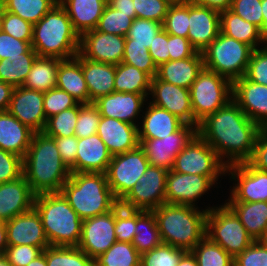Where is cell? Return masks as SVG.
Wrapping results in <instances>:
<instances>
[{
    "label": "cell",
    "mask_w": 267,
    "mask_h": 266,
    "mask_svg": "<svg viewBox=\"0 0 267 266\" xmlns=\"http://www.w3.org/2000/svg\"><path fill=\"white\" fill-rule=\"evenodd\" d=\"M260 129L232 99L202 120L197 134L215 150L221 161L227 157L225 165L230 166L250 160Z\"/></svg>",
    "instance_id": "obj_1"
},
{
    "label": "cell",
    "mask_w": 267,
    "mask_h": 266,
    "mask_svg": "<svg viewBox=\"0 0 267 266\" xmlns=\"http://www.w3.org/2000/svg\"><path fill=\"white\" fill-rule=\"evenodd\" d=\"M23 176L35 194L60 192L71 175L62 161L55 140L43 132L34 133L23 157Z\"/></svg>",
    "instance_id": "obj_2"
},
{
    "label": "cell",
    "mask_w": 267,
    "mask_h": 266,
    "mask_svg": "<svg viewBox=\"0 0 267 266\" xmlns=\"http://www.w3.org/2000/svg\"><path fill=\"white\" fill-rule=\"evenodd\" d=\"M163 204L152 210L163 244L191 251L206 236L208 209Z\"/></svg>",
    "instance_id": "obj_3"
},
{
    "label": "cell",
    "mask_w": 267,
    "mask_h": 266,
    "mask_svg": "<svg viewBox=\"0 0 267 266\" xmlns=\"http://www.w3.org/2000/svg\"><path fill=\"white\" fill-rule=\"evenodd\" d=\"M31 44L40 57L66 60L79 53L80 36L73 28L67 12L58 3L33 25Z\"/></svg>",
    "instance_id": "obj_4"
},
{
    "label": "cell",
    "mask_w": 267,
    "mask_h": 266,
    "mask_svg": "<svg viewBox=\"0 0 267 266\" xmlns=\"http://www.w3.org/2000/svg\"><path fill=\"white\" fill-rule=\"evenodd\" d=\"M60 192L82 220L105 214L119 204L105 173H71Z\"/></svg>",
    "instance_id": "obj_5"
},
{
    "label": "cell",
    "mask_w": 267,
    "mask_h": 266,
    "mask_svg": "<svg viewBox=\"0 0 267 266\" xmlns=\"http://www.w3.org/2000/svg\"><path fill=\"white\" fill-rule=\"evenodd\" d=\"M33 208L41 218L50 246H78L83 220L61 192L35 195Z\"/></svg>",
    "instance_id": "obj_6"
},
{
    "label": "cell",
    "mask_w": 267,
    "mask_h": 266,
    "mask_svg": "<svg viewBox=\"0 0 267 266\" xmlns=\"http://www.w3.org/2000/svg\"><path fill=\"white\" fill-rule=\"evenodd\" d=\"M253 48L221 32L202 51L204 68L216 72L232 83L245 76Z\"/></svg>",
    "instance_id": "obj_7"
},
{
    "label": "cell",
    "mask_w": 267,
    "mask_h": 266,
    "mask_svg": "<svg viewBox=\"0 0 267 266\" xmlns=\"http://www.w3.org/2000/svg\"><path fill=\"white\" fill-rule=\"evenodd\" d=\"M206 236L233 258L255 241L226 204L219 208L209 207L206 217Z\"/></svg>",
    "instance_id": "obj_8"
},
{
    "label": "cell",
    "mask_w": 267,
    "mask_h": 266,
    "mask_svg": "<svg viewBox=\"0 0 267 266\" xmlns=\"http://www.w3.org/2000/svg\"><path fill=\"white\" fill-rule=\"evenodd\" d=\"M189 90L193 116L199 124L232 100L233 83L216 72L203 68Z\"/></svg>",
    "instance_id": "obj_9"
},
{
    "label": "cell",
    "mask_w": 267,
    "mask_h": 266,
    "mask_svg": "<svg viewBox=\"0 0 267 266\" xmlns=\"http://www.w3.org/2000/svg\"><path fill=\"white\" fill-rule=\"evenodd\" d=\"M226 167L215 150L197 134L175 157L172 171L207 176L215 184L218 176L226 174Z\"/></svg>",
    "instance_id": "obj_10"
},
{
    "label": "cell",
    "mask_w": 267,
    "mask_h": 266,
    "mask_svg": "<svg viewBox=\"0 0 267 266\" xmlns=\"http://www.w3.org/2000/svg\"><path fill=\"white\" fill-rule=\"evenodd\" d=\"M149 165L144 150L140 146L112 156L105 174L108 185L119 202L138 183Z\"/></svg>",
    "instance_id": "obj_11"
},
{
    "label": "cell",
    "mask_w": 267,
    "mask_h": 266,
    "mask_svg": "<svg viewBox=\"0 0 267 266\" xmlns=\"http://www.w3.org/2000/svg\"><path fill=\"white\" fill-rule=\"evenodd\" d=\"M167 174L165 168L149 165L119 204L126 209L144 211H152L165 204Z\"/></svg>",
    "instance_id": "obj_12"
},
{
    "label": "cell",
    "mask_w": 267,
    "mask_h": 266,
    "mask_svg": "<svg viewBox=\"0 0 267 266\" xmlns=\"http://www.w3.org/2000/svg\"><path fill=\"white\" fill-rule=\"evenodd\" d=\"M197 135L195 125L184 124L178 131L162 139H139L150 165L172 170L175 157Z\"/></svg>",
    "instance_id": "obj_13"
},
{
    "label": "cell",
    "mask_w": 267,
    "mask_h": 266,
    "mask_svg": "<svg viewBox=\"0 0 267 266\" xmlns=\"http://www.w3.org/2000/svg\"><path fill=\"white\" fill-rule=\"evenodd\" d=\"M116 241L114 208L105 214L82 221L81 238L77 247L95 259Z\"/></svg>",
    "instance_id": "obj_14"
},
{
    "label": "cell",
    "mask_w": 267,
    "mask_h": 266,
    "mask_svg": "<svg viewBox=\"0 0 267 266\" xmlns=\"http://www.w3.org/2000/svg\"><path fill=\"white\" fill-rule=\"evenodd\" d=\"M238 183L231 191L229 202H267V172L254 168L249 162L226 167V173ZM237 177V178H236Z\"/></svg>",
    "instance_id": "obj_15"
},
{
    "label": "cell",
    "mask_w": 267,
    "mask_h": 266,
    "mask_svg": "<svg viewBox=\"0 0 267 266\" xmlns=\"http://www.w3.org/2000/svg\"><path fill=\"white\" fill-rule=\"evenodd\" d=\"M125 37L91 30L80 37L79 53L86 59L112 65L122 62Z\"/></svg>",
    "instance_id": "obj_16"
},
{
    "label": "cell",
    "mask_w": 267,
    "mask_h": 266,
    "mask_svg": "<svg viewBox=\"0 0 267 266\" xmlns=\"http://www.w3.org/2000/svg\"><path fill=\"white\" fill-rule=\"evenodd\" d=\"M149 92L152 93L151 95L154 98L150 103L169 111L185 124L195 125L198 128L199 124L193 116L189 89L164 82L154 77L151 80Z\"/></svg>",
    "instance_id": "obj_17"
},
{
    "label": "cell",
    "mask_w": 267,
    "mask_h": 266,
    "mask_svg": "<svg viewBox=\"0 0 267 266\" xmlns=\"http://www.w3.org/2000/svg\"><path fill=\"white\" fill-rule=\"evenodd\" d=\"M43 100V92L20 86L14 89L7 111L35 133L42 132L47 121Z\"/></svg>",
    "instance_id": "obj_18"
},
{
    "label": "cell",
    "mask_w": 267,
    "mask_h": 266,
    "mask_svg": "<svg viewBox=\"0 0 267 266\" xmlns=\"http://www.w3.org/2000/svg\"><path fill=\"white\" fill-rule=\"evenodd\" d=\"M212 185L207 176L170 170L166 177V204L195 206V201Z\"/></svg>",
    "instance_id": "obj_19"
},
{
    "label": "cell",
    "mask_w": 267,
    "mask_h": 266,
    "mask_svg": "<svg viewBox=\"0 0 267 266\" xmlns=\"http://www.w3.org/2000/svg\"><path fill=\"white\" fill-rule=\"evenodd\" d=\"M232 99L253 122L267 127V86L243 76L233 82Z\"/></svg>",
    "instance_id": "obj_20"
},
{
    "label": "cell",
    "mask_w": 267,
    "mask_h": 266,
    "mask_svg": "<svg viewBox=\"0 0 267 266\" xmlns=\"http://www.w3.org/2000/svg\"><path fill=\"white\" fill-rule=\"evenodd\" d=\"M6 231L8 245H31L43 250L50 246L41 218L34 208L7 221Z\"/></svg>",
    "instance_id": "obj_21"
},
{
    "label": "cell",
    "mask_w": 267,
    "mask_h": 266,
    "mask_svg": "<svg viewBox=\"0 0 267 266\" xmlns=\"http://www.w3.org/2000/svg\"><path fill=\"white\" fill-rule=\"evenodd\" d=\"M220 32V12L205 6L189 4L187 38L197 52L204 51Z\"/></svg>",
    "instance_id": "obj_22"
},
{
    "label": "cell",
    "mask_w": 267,
    "mask_h": 266,
    "mask_svg": "<svg viewBox=\"0 0 267 266\" xmlns=\"http://www.w3.org/2000/svg\"><path fill=\"white\" fill-rule=\"evenodd\" d=\"M138 126L114 118H100L97 134L113 155L134 150L140 144Z\"/></svg>",
    "instance_id": "obj_23"
},
{
    "label": "cell",
    "mask_w": 267,
    "mask_h": 266,
    "mask_svg": "<svg viewBox=\"0 0 267 266\" xmlns=\"http://www.w3.org/2000/svg\"><path fill=\"white\" fill-rule=\"evenodd\" d=\"M34 198L35 194L23 175L14 181L0 183V220L7 222L30 211Z\"/></svg>",
    "instance_id": "obj_24"
},
{
    "label": "cell",
    "mask_w": 267,
    "mask_h": 266,
    "mask_svg": "<svg viewBox=\"0 0 267 266\" xmlns=\"http://www.w3.org/2000/svg\"><path fill=\"white\" fill-rule=\"evenodd\" d=\"M145 97L142 94L113 91L111 94L99 97L93 104L102 117L137 125L134 123V119L140 114Z\"/></svg>",
    "instance_id": "obj_25"
},
{
    "label": "cell",
    "mask_w": 267,
    "mask_h": 266,
    "mask_svg": "<svg viewBox=\"0 0 267 266\" xmlns=\"http://www.w3.org/2000/svg\"><path fill=\"white\" fill-rule=\"evenodd\" d=\"M75 173H106L112 154L98 136L78 138Z\"/></svg>",
    "instance_id": "obj_26"
},
{
    "label": "cell",
    "mask_w": 267,
    "mask_h": 266,
    "mask_svg": "<svg viewBox=\"0 0 267 266\" xmlns=\"http://www.w3.org/2000/svg\"><path fill=\"white\" fill-rule=\"evenodd\" d=\"M75 58L82 66V72L89 92V104L96 101L99 97L115 91L116 65L91 61L84 58L80 53Z\"/></svg>",
    "instance_id": "obj_27"
},
{
    "label": "cell",
    "mask_w": 267,
    "mask_h": 266,
    "mask_svg": "<svg viewBox=\"0 0 267 266\" xmlns=\"http://www.w3.org/2000/svg\"><path fill=\"white\" fill-rule=\"evenodd\" d=\"M204 68L202 52L180 60H169L157 67L156 78L164 82L190 89Z\"/></svg>",
    "instance_id": "obj_28"
},
{
    "label": "cell",
    "mask_w": 267,
    "mask_h": 266,
    "mask_svg": "<svg viewBox=\"0 0 267 266\" xmlns=\"http://www.w3.org/2000/svg\"><path fill=\"white\" fill-rule=\"evenodd\" d=\"M34 133L8 111L0 112V149L23 158Z\"/></svg>",
    "instance_id": "obj_29"
},
{
    "label": "cell",
    "mask_w": 267,
    "mask_h": 266,
    "mask_svg": "<svg viewBox=\"0 0 267 266\" xmlns=\"http://www.w3.org/2000/svg\"><path fill=\"white\" fill-rule=\"evenodd\" d=\"M65 9L73 28L81 37L96 28L107 0H59Z\"/></svg>",
    "instance_id": "obj_30"
},
{
    "label": "cell",
    "mask_w": 267,
    "mask_h": 266,
    "mask_svg": "<svg viewBox=\"0 0 267 266\" xmlns=\"http://www.w3.org/2000/svg\"><path fill=\"white\" fill-rule=\"evenodd\" d=\"M142 129L138 128L139 139H162L178 131L185 123L169 111L149 104L142 120Z\"/></svg>",
    "instance_id": "obj_31"
},
{
    "label": "cell",
    "mask_w": 267,
    "mask_h": 266,
    "mask_svg": "<svg viewBox=\"0 0 267 266\" xmlns=\"http://www.w3.org/2000/svg\"><path fill=\"white\" fill-rule=\"evenodd\" d=\"M56 87L66 91L78 103L89 104V92L82 66L75 57L59 62Z\"/></svg>",
    "instance_id": "obj_32"
},
{
    "label": "cell",
    "mask_w": 267,
    "mask_h": 266,
    "mask_svg": "<svg viewBox=\"0 0 267 266\" xmlns=\"http://www.w3.org/2000/svg\"><path fill=\"white\" fill-rule=\"evenodd\" d=\"M244 225L247 233L259 240L267 229V202H227L225 203Z\"/></svg>",
    "instance_id": "obj_33"
},
{
    "label": "cell",
    "mask_w": 267,
    "mask_h": 266,
    "mask_svg": "<svg viewBox=\"0 0 267 266\" xmlns=\"http://www.w3.org/2000/svg\"><path fill=\"white\" fill-rule=\"evenodd\" d=\"M220 30L222 34L244 42L253 49L259 48L257 46L260 43L267 44L257 26L245 21L230 9L220 12Z\"/></svg>",
    "instance_id": "obj_34"
},
{
    "label": "cell",
    "mask_w": 267,
    "mask_h": 266,
    "mask_svg": "<svg viewBox=\"0 0 267 266\" xmlns=\"http://www.w3.org/2000/svg\"><path fill=\"white\" fill-rule=\"evenodd\" d=\"M60 61L55 57L37 56L22 86L43 93L55 88Z\"/></svg>",
    "instance_id": "obj_35"
},
{
    "label": "cell",
    "mask_w": 267,
    "mask_h": 266,
    "mask_svg": "<svg viewBox=\"0 0 267 266\" xmlns=\"http://www.w3.org/2000/svg\"><path fill=\"white\" fill-rule=\"evenodd\" d=\"M152 78L135 66L121 62L116 65L114 88L116 92L142 94L148 97Z\"/></svg>",
    "instance_id": "obj_36"
},
{
    "label": "cell",
    "mask_w": 267,
    "mask_h": 266,
    "mask_svg": "<svg viewBox=\"0 0 267 266\" xmlns=\"http://www.w3.org/2000/svg\"><path fill=\"white\" fill-rule=\"evenodd\" d=\"M132 244L140 254L162 244L156 218L152 211L137 210L135 236Z\"/></svg>",
    "instance_id": "obj_37"
},
{
    "label": "cell",
    "mask_w": 267,
    "mask_h": 266,
    "mask_svg": "<svg viewBox=\"0 0 267 266\" xmlns=\"http://www.w3.org/2000/svg\"><path fill=\"white\" fill-rule=\"evenodd\" d=\"M59 0H4V10L20 16L32 25L39 22Z\"/></svg>",
    "instance_id": "obj_38"
},
{
    "label": "cell",
    "mask_w": 267,
    "mask_h": 266,
    "mask_svg": "<svg viewBox=\"0 0 267 266\" xmlns=\"http://www.w3.org/2000/svg\"><path fill=\"white\" fill-rule=\"evenodd\" d=\"M37 53H23V57L0 60V80L13 86L20 87L25 82Z\"/></svg>",
    "instance_id": "obj_39"
},
{
    "label": "cell",
    "mask_w": 267,
    "mask_h": 266,
    "mask_svg": "<svg viewBox=\"0 0 267 266\" xmlns=\"http://www.w3.org/2000/svg\"><path fill=\"white\" fill-rule=\"evenodd\" d=\"M140 256L132 243L116 241L105 253L94 259V265L140 266Z\"/></svg>",
    "instance_id": "obj_40"
},
{
    "label": "cell",
    "mask_w": 267,
    "mask_h": 266,
    "mask_svg": "<svg viewBox=\"0 0 267 266\" xmlns=\"http://www.w3.org/2000/svg\"><path fill=\"white\" fill-rule=\"evenodd\" d=\"M47 266H95L79 247L48 246L44 249Z\"/></svg>",
    "instance_id": "obj_41"
},
{
    "label": "cell",
    "mask_w": 267,
    "mask_h": 266,
    "mask_svg": "<svg viewBox=\"0 0 267 266\" xmlns=\"http://www.w3.org/2000/svg\"><path fill=\"white\" fill-rule=\"evenodd\" d=\"M198 266H234V258L205 236L192 250Z\"/></svg>",
    "instance_id": "obj_42"
},
{
    "label": "cell",
    "mask_w": 267,
    "mask_h": 266,
    "mask_svg": "<svg viewBox=\"0 0 267 266\" xmlns=\"http://www.w3.org/2000/svg\"><path fill=\"white\" fill-rule=\"evenodd\" d=\"M136 14H124L106 4L95 30L126 37Z\"/></svg>",
    "instance_id": "obj_43"
},
{
    "label": "cell",
    "mask_w": 267,
    "mask_h": 266,
    "mask_svg": "<svg viewBox=\"0 0 267 266\" xmlns=\"http://www.w3.org/2000/svg\"><path fill=\"white\" fill-rule=\"evenodd\" d=\"M79 110L80 103L49 117L42 132L49 137L74 136Z\"/></svg>",
    "instance_id": "obj_44"
},
{
    "label": "cell",
    "mask_w": 267,
    "mask_h": 266,
    "mask_svg": "<svg viewBox=\"0 0 267 266\" xmlns=\"http://www.w3.org/2000/svg\"><path fill=\"white\" fill-rule=\"evenodd\" d=\"M186 252L183 249L162 243L141 254L140 266H177Z\"/></svg>",
    "instance_id": "obj_45"
},
{
    "label": "cell",
    "mask_w": 267,
    "mask_h": 266,
    "mask_svg": "<svg viewBox=\"0 0 267 266\" xmlns=\"http://www.w3.org/2000/svg\"><path fill=\"white\" fill-rule=\"evenodd\" d=\"M162 28L170 35L187 38L189 31V4H171L162 23Z\"/></svg>",
    "instance_id": "obj_46"
},
{
    "label": "cell",
    "mask_w": 267,
    "mask_h": 266,
    "mask_svg": "<svg viewBox=\"0 0 267 266\" xmlns=\"http://www.w3.org/2000/svg\"><path fill=\"white\" fill-rule=\"evenodd\" d=\"M161 29L162 23L135 18L125 37V44H139L149 48L154 41V37Z\"/></svg>",
    "instance_id": "obj_47"
},
{
    "label": "cell",
    "mask_w": 267,
    "mask_h": 266,
    "mask_svg": "<svg viewBox=\"0 0 267 266\" xmlns=\"http://www.w3.org/2000/svg\"><path fill=\"white\" fill-rule=\"evenodd\" d=\"M123 63L135 66L147 73L152 79L156 76L157 66L147 47L139 44H125Z\"/></svg>",
    "instance_id": "obj_48"
},
{
    "label": "cell",
    "mask_w": 267,
    "mask_h": 266,
    "mask_svg": "<svg viewBox=\"0 0 267 266\" xmlns=\"http://www.w3.org/2000/svg\"><path fill=\"white\" fill-rule=\"evenodd\" d=\"M137 210H130L118 204L115 207V234L118 242L132 243L135 236Z\"/></svg>",
    "instance_id": "obj_49"
},
{
    "label": "cell",
    "mask_w": 267,
    "mask_h": 266,
    "mask_svg": "<svg viewBox=\"0 0 267 266\" xmlns=\"http://www.w3.org/2000/svg\"><path fill=\"white\" fill-rule=\"evenodd\" d=\"M78 104L75 98L58 87L44 93L43 107L46 119Z\"/></svg>",
    "instance_id": "obj_50"
},
{
    "label": "cell",
    "mask_w": 267,
    "mask_h": 266,
    "mask_svg": "<svg viewBox=\"0 0 267 266\" xmlns=\"http://www.w3.org/2000/svg\"><path fill=\"white\" fill-rule=\"evenodd\" d=\"M100 118L101 115L99 110L93 103H80V110L75 127V136L78 138H85L96 134Z\"/></svg>",
    "instance_id": "obj_51"
},
{
    "label": "cell",
    "mask_w": 267,
    "mask_h": 266,
    "mask_svg": "<svg viewBox=\"0 0 267 266\" xmlns=\"http://www.w3.org/2000/svg\"><path fill=\"white\" fill-rule=\"evenodd\" d=\"M1 31L21 41H32L33 25L3 7Z\"/></svg>",
    "instance_id": "obj_52"
},
{
    "label": "cell",
    "mask_w": 267,
    "mask_h": 266,
    "mask_svg": "<svg viewBox=\"0 0 267 266\" xmlns=\"http://www.w3.org/2000/svg\"><path fill=\"white\" fill-rule=\"evenodd\" d=\"M136 18L154 20L163 23L168 8L171 5L167 0H133Z\"/></svg>",
    "instance_id": "obj_53"
},
{
    "label": "cell",
    "mask_w": 267,
    "mask_h": 266,
    "mask_svg": "<svg viewBox=\"0 0 267 266\" xmlns=\"http://www.w3.org/2000/svg\"><path fill=\"white\" fill-rule=\"evenodd\" d=\"M230 10L236 15L257 26L263 36V15L261 0H232Z\"/></svg>",
    "instance_id": "obj_54"
},
{
    "label": "cell",
    "mask_w": 267,
    "mask_h": 266,
    "mask_svg": "<svg viewBox=\"0 0 267 266\" xmlns=\"http://www.w3.org/2000/svg\"><path fill=\"white\" fill-rule=\"evenodd\" d=\"M245 77L251 82L267 86V45L253 50Z\"/></svg>",
    "instance_id": "obj_55"
},
{
    "label": "cell",
    "mask_w": 267,
    "mask_h": 266,
    "mask_svg": "<svg viewBox=\"0 0 267 266\" xmlns=\"http://www.w3.org/2000/svg\"><path fill=\"white\" fill-rule=\"evenodd\" d=\"M23 53H36L32 48L31 41H21L9 34L0 31V60L23 57Z\"/></svg>",
    "instance_id": "obj_56"
},
{
    "label": "cell",
    "mask_w": 267,
    "mask_h": 266,
    "mask_svg": "<svg viewBox=\"0 0 267 266\" xmlns=\"http://www.w3.org/2000/svg\"><path fill=\"white\" fill-rule=\"evenodd\" d=\"M23 158L0 149V183L11 182L23 175Z\"/></svg>",
    "instance_id": "obj_57"
},
{
    "label": "cell",
    "mask_w": 267,
    "mask_h": 266,
    "mask_svg": "<svg viewBox=\"0 0 267 266\" xmlns=\"http://www.w3.org/2000/svg\"><path fill=\"white\" fill-rule=\"evenodd\" d=\"M234 266H267V246L254 241L234 258Z\"/></svg>",
    "instance_id": "obj_58"
},
{
    "label": "cell",
    "mask_w": 267,
    "mask_h": 266,
    "mask_svg": "<svg viewBox=\"0 0 267 266\" xmlns=\"http://www.w3.org/2000/svg\"><path fill=\"white\" fill-rule=\"evenodd\" d=\"M43 252L41 247L31 245H8L4 256L12 266H27Z\"/></svg>",
    "instance_id": "obj_59"
},
{
    "label": "cell",
    "mask_w": 267,
    "mask_h": 266,
    "mask_svg": "<svg viewBox=\"0 0 267 266\" xmlns=\"http://www.w3.org/2000/svg\"><path fill=\"white\" fill-rule=\"evenodd\" d=\"M55 140L57 149L62 161L70 169L71 173H75V160L78 146V137H52Z\"/></svg>",
    "instance_id": "obj_60"
},
{
    "label": "cell",
    "mask_w": 267,
    "mask_h": 266,
    "mask_svg": "<svg viewBox=\"0 0 267 266\" xmlns=\"http://www.w3.org/2000/svg\"><path fill=\"white\" fill-rule=\"evenodd\" d=\"M148 50L157 67L170 60L169 34L163 28L156 34Z\"/></svg>",
    "instance_id": "obj_61"
},
{
    "label": "cell",
    "mask_w": 267,
    "mask_h": 266,
    "mask_svg": "<svg viewBox=\"0 0 267 266\" xmlns=\"http://www.w3.org/2000/svg\"><path fill=\"white\" fill-rule=\"evenodd\" d=\"M248 162L254 168L267 172V127L260 129L253 154Z\"/></svg>",
    "instance_id": "obj_62"
},
{
    "label": "cell",
    "mask_w": 267,
    "mask_h": 266,
    "mask_svg": "<svg viewBox=\"0 0 267 266\" xmlns=\"http://www.w3.org/2000/svg\"><path fill=\"white\" fill-rule=\"evenodd\" d=\"M168 52L170 60H180L194 56L197 50L192 46L188 38L169 34Z\"/></svg>",
    "instance_id": "obj_63"
},
{
    "label": "cell",
    "mask_w": 267,
    "mask_h": 266,
    "mask_svg": "<svg viewBox=\"0 0 267 266\" xmlns=\"http://www.w3.org/2000/svg\"><path fill=\"white\" fill-rule=\"evenodd\" d=\"M185 3L205 6L218 12H222L231 8L232 0H186Z\"/></svg>",
    "instance_id": "obj_64"
},
{
    "label": "cell",
    "mask_w": 267,
    "mask_h": 266,
    "mask_svg": "<svg viewBox=\"0 0 267 266\" xmlns=\"http://www.w3.org/2000/svg\"><path fill=\"white\" fill-rule=\"evenodd\" d=\"M14 87L0 80V112L7 111Z\"/></svg>",
    "instance_id": "obj_65"
},
{
    "label": "cell",
    "mask_w": 267,
    "mask_h": 266,
    "mask_svg": "<svg viewBox=\"0 0 267 266\" xmlns=\"http://www.w3.org/2000/svg\"><path fill=\"white\" fill-rule=\"evenodd\" d=\"M107 4L124 14H136L133 0H107Z\"/></svg>",
    "instance_id": "obj_66"
},
{
    "label": "cell",
    "mask_w": 267,
    "mask_h": 266,
    "mask_svg": "<svg viewBox=\"0 0 267 266\" xmlns=\"http://www.w3.org/2000/svg\"><path fill=\"white\" fill-rule=\"evenodd\" d=\"M7 247H8V242H7L6 222L0 220V256L5 254Z\"/></svg>",
    "instance_id": "obj_67"
},
{
    "label": "cell",
    "mask_w": 267,
    "mask_h": 266,
    "mask_svg": "<svg viewBox=\"0 0 267 266\" xmlns=\"http://www.w3.org/2000/svg\"><path fill=\"white\" fill-rule=\"evenodd\" d=\"M177 266H198L196 257L191 251H187L180 259Z\"/></svg>",
    "instance_id": "obj_68"
},
{
    "label": "cell",
    "mask_w": 267,
    "mask_h": 266,
    "mask_svg": "<svg viewBox=\"0 0 267 266\" xmlns=\"http://www.w3.org/2000/svg\"><path fill=\"white\" fill-rule=\"evenodd\" d=\"M263 15V38L267 43V0H261Z\"/></svg>",
    "instance_id": "obj_69"
},
{
    "label": "cell",
    "mask_w": 267,
    "mask_h": 266,
    "mask_svg": "<svg viewBox=\"0 0 267 266\" xmlns=\"http://www.w3.org/2000/svg\"><path fill=\"white\" fill-rule=\"evenodd\" d=\"M27 266H47L44 250L38 257L32 260Z\"/></svg>",
    "instance_id": "obj_70"
},
{
    "label": "cell",
    "mask_w": 267,
    "mask_h": 266,
    "mask_svg": "<svg viewBox=\"0 0 267 266\" xmlns=\"http://www.w3.org/2000/svg\"><path fill=\"white\" fill-rule=\"evenodd\" d=\"M0 266H12L4 255L0 256Z\"/></svg>",
    "instance_id": "obj_71"
},
{
    "label": "cell",
    "mask_w": 267,
    "mask_h": 266,
    "mask_svg": "<svg viewBox=\"0 0 267 266\" xmlns=\"http://www.w3.org/2000/svg\"><path fill=\"white\" fill-rule=\"evenodd\" d=\"M259 241H260L263 245L267 246V229L265 230L263 236L259 239Z\"/></svg>",
    "instance_id": "obj_72"
},
{
    "label": "cell",
    "mask_w": 267,
    "mask_h": 266,
    "mask_svg": "<svg viewBox=\"0 0 267 266\" xmlns=\"http://www.w3.org/2000/svg\"><path fill=\"white\" fill-rule=\"evenodd\" d=\"M170 4H182L185 3L186 0H167Z\"/></svg>",
    "instance_id": "obj_73"
},
{
    "label": "cell",
    "mask_w": 267,
    "mask_h": 266,
    "mask_svg": "<svg viewBox=\"0 0 267 266\" xmlns=\"http://www.w3.org/2000/svg\"><path fill=\"white\" fill-rule=\"evenodd\" d=\"M1 21H2V5L0 4V31H1Z\"/></svg>",
    "instance_id": "obj_74"
}]
</instances>
